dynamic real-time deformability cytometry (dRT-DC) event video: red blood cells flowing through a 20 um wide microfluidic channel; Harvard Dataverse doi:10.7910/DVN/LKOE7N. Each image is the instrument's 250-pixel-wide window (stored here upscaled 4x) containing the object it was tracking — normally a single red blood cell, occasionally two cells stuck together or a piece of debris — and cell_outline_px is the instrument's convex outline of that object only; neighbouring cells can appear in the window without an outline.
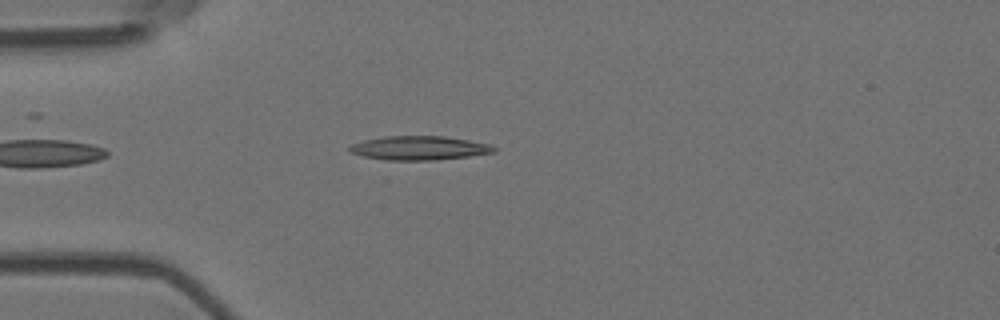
{"species": "Egyptian fruit bat (a non-hibernating species)", "species_latin": "Rousettus aegyptiacus", "temperature_condition": "room temperature", "stored_images_in_passage": 2, "camera_frame_rate_fps": 3000, "um_per_image_px": 0.085, "animal": {"sex": "female"}, "frame": {"image": 1, "passage_image": 2, "time_ms": 0.333, "image_size_px": [1000, 320], "cell_outline_px": [[496, 152], [468, 156], [436, 160], [384, 160], [364, 156], [348, 152], [348, 148], [352, 144], [364, 140], [384, 136], [444, 136], [468, 140], [488, 144], [496, 148]], "centroid_in_image_um": [35.6, 12.58], "position_along_channel_um": 49.4, "area_um2": 20.11}}